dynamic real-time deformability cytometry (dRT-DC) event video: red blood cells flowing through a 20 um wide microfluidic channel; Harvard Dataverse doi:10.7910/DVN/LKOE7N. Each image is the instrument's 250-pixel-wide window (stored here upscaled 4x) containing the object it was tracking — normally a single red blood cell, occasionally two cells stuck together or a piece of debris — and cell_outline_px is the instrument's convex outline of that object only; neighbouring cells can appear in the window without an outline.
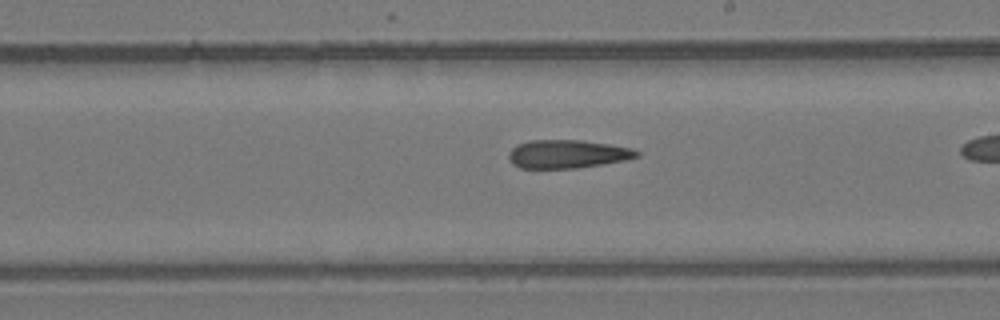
{"species": "common noctule bat (a hibernating species)", "species_latin": "Nyctalus noctula", "temperature_condition": "room temperature", "stored_images_in_passage": 37, "camera_frame_rate_fps": 3000, "um_per_image_px": 0.085, "animal": {"sex": "female", "body_mass_g": 24.6, "forearm_length_mm": 56.2}, "frame": {"image": 1, "passage_image": 27, "time_ms": 8.667, "image_size_px": [1000, 320], "cell_outline_px": [[640, 156], [624, 160], [576, 168], [520, 168], [512, 164], [508, 156], [508, 152], [516, 144], [528, 140], [580, 140], [608, 144], [632, 148], [640, 152]], "centroid_in_image_um": [48.19, 13.08], "position_along_channel_um": 240.8, "area_um2": 21.15}}